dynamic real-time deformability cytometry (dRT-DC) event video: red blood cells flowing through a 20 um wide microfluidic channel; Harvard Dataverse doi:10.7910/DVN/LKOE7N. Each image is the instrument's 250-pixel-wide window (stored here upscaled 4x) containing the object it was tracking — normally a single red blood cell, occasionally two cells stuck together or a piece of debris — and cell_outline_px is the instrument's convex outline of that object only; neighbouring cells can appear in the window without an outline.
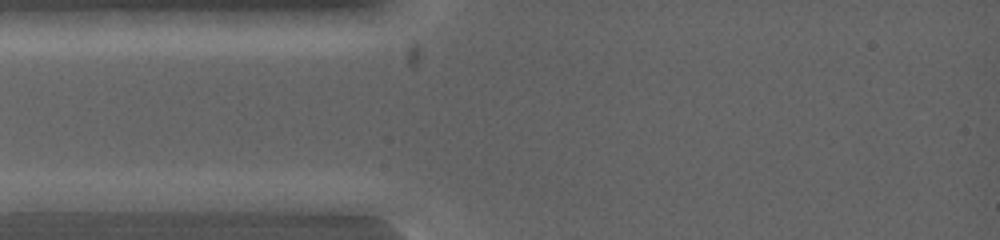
{"species": "common noctule bat (a hibernating species)", "species_latin": "Nyctalus noctula", "temperature_condition": "warm", "stored_images_in_passage": 5, "camera_frame_rate_fps": 5000, "um_per_image_px": 0.085, "animal": {"sex": "female", "body_mass_g": 19.0, "forearm_length_mm": 53.3}, "frame": {"image": 1, "passage_image": 1, "time_ms": 0.0, "image_size_px": [1000, 240], "cell_outline_px": [[124, 200], [112, 212], [16, 212], [12, 200], [56, 192], [120, 192]], "centroid_in_image_um": [5.95, 17.21], "position_along_channel_um": 79.0, "area_um2": 14.1}}
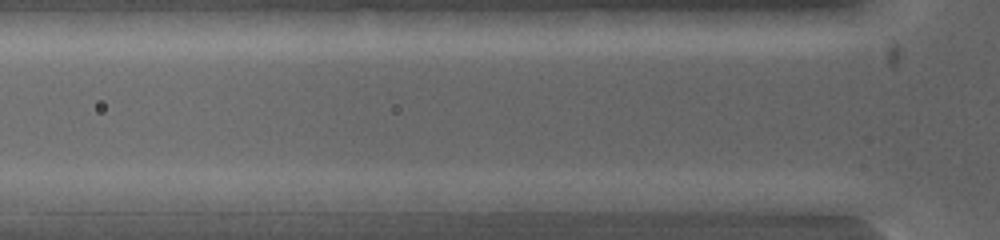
{"frame": {"image": 2, "passage_image": 3, "time_ms": 0.6, "image_size_px": [1000, 240], "cell_outline_px": [[228, 200], [220, 212], [136, 212], [124, 196], [124, 192], [136, 188], [204, 188], [228, 192]], "centroid_in_image_um": [15.01, 16.99], "position_along_channel_um": 110.8, "area_um2": 16.47}}